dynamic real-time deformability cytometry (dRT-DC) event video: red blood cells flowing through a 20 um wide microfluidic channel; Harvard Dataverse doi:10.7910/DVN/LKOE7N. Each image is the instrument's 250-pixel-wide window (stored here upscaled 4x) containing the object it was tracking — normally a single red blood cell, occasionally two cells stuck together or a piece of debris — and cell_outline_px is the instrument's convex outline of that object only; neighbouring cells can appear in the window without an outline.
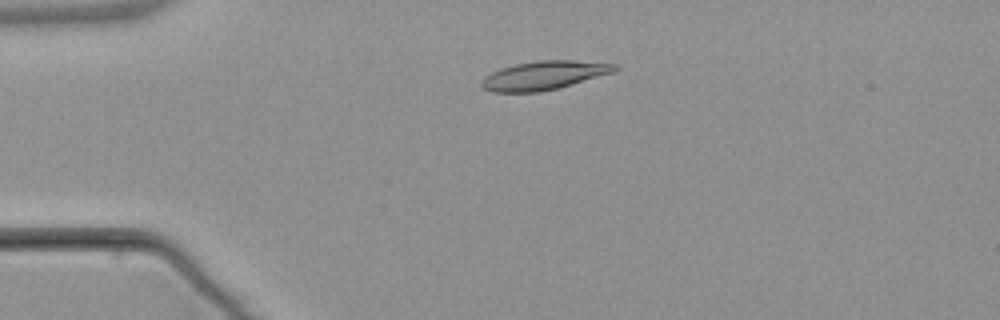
{"species": "common noctule bat (a hibernating species)", "species_latin": "Nyctalus noctula", "temperature_condition": "warm", "stored_images_in_passage": 2, "camera_frame_rate_fps": 3000, "um_per_image_px": 0.085, "animal": {"sex": "male", "body_mass_g": 21.5, "forearm_length_mm": 52.0}, "frame": {"image": 1, "passage_image": 1, "time_ms": 0.0, "image_size_px": [1000, 320], "cell_outline_px": [[620, 68], [612, 72], [572, 84], [540, 92], [492, 92], [484, 88], [480, 84], [484, 76], [500, 68], [516, 64], [536, 60], [572, 60], [616, 64]], "centroid_in_image_um": [46.2, 6.4], "position_along_channel_um": 38.8, "area_um2": 22.08}}